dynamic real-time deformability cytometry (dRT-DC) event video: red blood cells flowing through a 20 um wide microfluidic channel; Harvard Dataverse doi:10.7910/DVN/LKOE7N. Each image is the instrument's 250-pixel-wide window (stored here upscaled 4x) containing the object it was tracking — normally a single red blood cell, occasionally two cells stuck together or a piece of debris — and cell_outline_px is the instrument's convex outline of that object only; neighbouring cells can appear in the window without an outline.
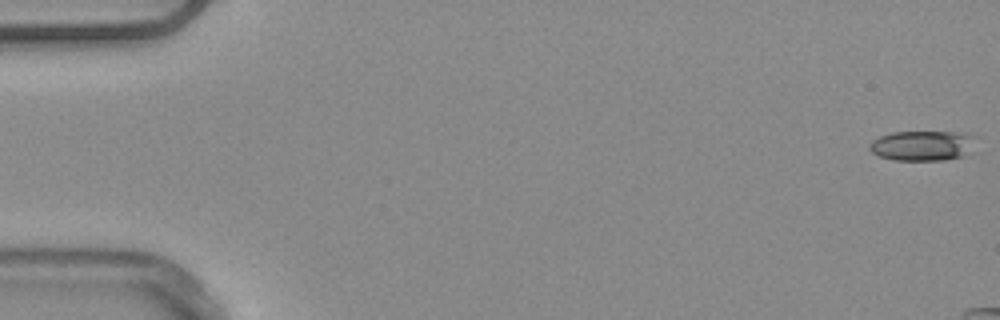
{"species": "common noctule bat (a hibernating species)", "species_latin": "Nyctalus noctula", "temperature_condition": "warm", "stored_images_in_passage": 21, "camera_frame_rate_fps": 3000, "um_per_image_px": 0.085, "animal": {"sex": "male", "body_mass_g": 20.4}, "frame": {"image": 1, "passage_image": 1, "time_ms": 0.0, "image_size_px": [1000, 320], "cell_outline_px": [[976, 136], [964, 156], [944, 160], [892, 160], [880, 156], [872, 152], [868, 148], [868, 144], [872, 140], [880, 136], [892, 132], [952, 132]], "centroid_in_image_um": [78.32, 12.38], "position_along_channel_um": 6.7, "area_um2": 18.38}}
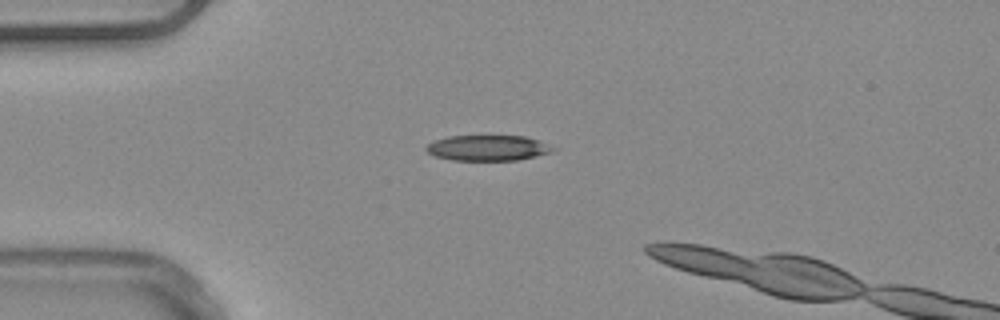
{"frame": {"image": 2, "passage_image": 14, "time_ms": 4.333, "image_size_px": [1000, 320], "cell_outline_px": [[556, 148], [552, 152], [536, 156], [516, 160], [452, 160], [436, 156], [428, 152], [424, 148], [432, 140], [448, 136], [524, 136], [536, 140]], "centroid_in_image_um": [41.42, 12.57], "position_along_channel_um": 43.6, "area_um2": 18.73}}